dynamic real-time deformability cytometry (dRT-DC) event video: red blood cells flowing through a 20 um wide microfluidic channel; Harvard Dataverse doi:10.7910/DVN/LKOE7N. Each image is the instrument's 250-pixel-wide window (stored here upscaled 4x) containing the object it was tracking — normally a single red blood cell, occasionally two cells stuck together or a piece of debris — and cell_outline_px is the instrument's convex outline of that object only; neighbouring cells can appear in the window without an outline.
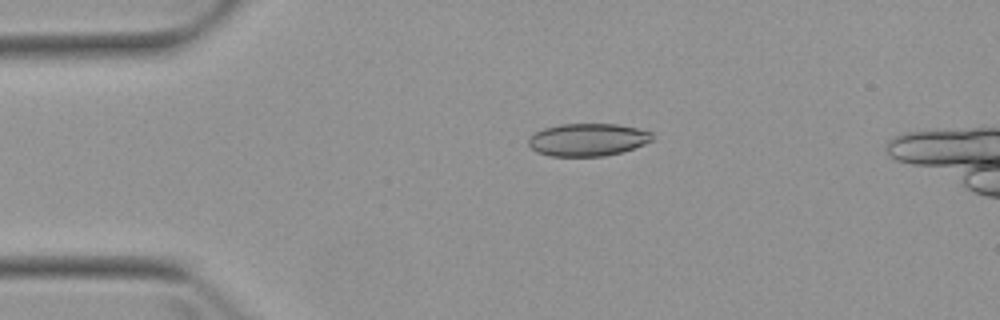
{"species": "Egyptian fruit bat (a non-hibernating species)", "species_latin": "Rousettus aegyptiacus", "temperature_condition": "warm", "stored_images_in_passage": 3, "camera_frame_rate_fps": 3000, "um_per_image_px": 0.085, "animal": {"sex": "female"}, "frame": {"image": 1, "passage_image": 3, "time_ms": 2.333, "image_size_px": [1000, 320], "cell_outline_px": [[652, 140], [644, 144], [620, 152], [604, 156], [548, 156], [536, 152], [528, 144], [528, 140], [536, 132], [544, 128], [560, 124], [616, 124], [636, 128], [652, 132]], "centroid_in_image_um": [49.93, 11.87], "position_along_channel_um": 35.1, "area_um2": 23.35}}